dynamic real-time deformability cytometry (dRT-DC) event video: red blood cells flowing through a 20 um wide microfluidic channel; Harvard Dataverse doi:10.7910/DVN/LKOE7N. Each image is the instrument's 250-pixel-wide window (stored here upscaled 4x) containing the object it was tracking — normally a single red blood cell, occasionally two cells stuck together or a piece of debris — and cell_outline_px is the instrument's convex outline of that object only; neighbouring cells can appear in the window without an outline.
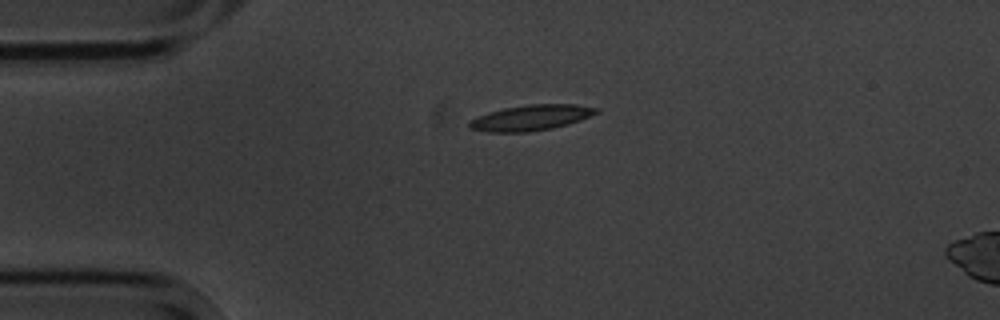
{"species": "common noctule bat (a hibernating species)", "species_latin": "Nyctalus noctula", "temperature_condition": "cold", "stored_images_in_passage": 2, "camera_frame_rate_fps": 3000, "um_per_image_px": 0.085, "animal": {"sex": "male", "body_mass_g": 20.1, "forearm_length_mm": 53.5}, "frame": {"image": 1, "passage_image": 1, "time_ms": 0.0, "image_size_px": [1000, 320], "cell_outline_px": [[600, 112], [580, 120], [568, 124], [552, 128], [528, 132], [488, 132], [468, 128], [468, 120], [488, 112], [504, 108], [528, 104], [576, 104], [600, 108]], "centroid_in_image_um": [45.13, 10.0], "position_along_channel_um": 39.9, "area_um2": 19.07}}